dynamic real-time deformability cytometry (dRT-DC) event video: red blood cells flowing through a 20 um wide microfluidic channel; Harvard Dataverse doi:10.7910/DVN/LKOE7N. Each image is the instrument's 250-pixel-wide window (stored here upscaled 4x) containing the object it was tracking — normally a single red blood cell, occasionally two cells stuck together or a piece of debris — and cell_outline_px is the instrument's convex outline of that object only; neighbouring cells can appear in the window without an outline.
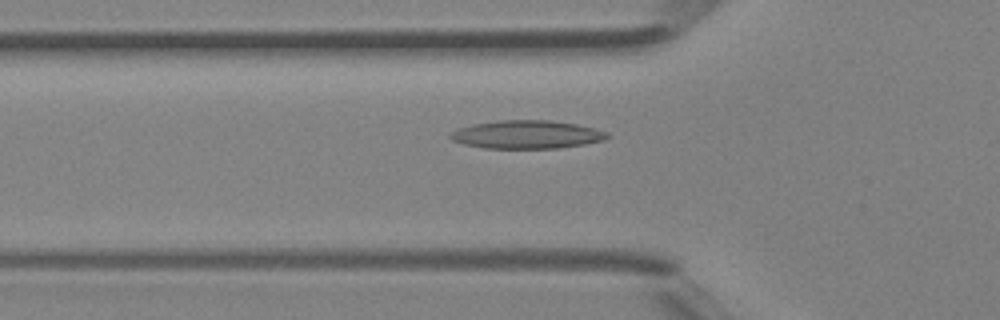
{"species": "Egyptian fruit bat (a non-hibernating species)", "species_latin": "Rousettus aegyptiacus", "temperature_condition": "room temperature", "stored_images_in_passage": 45, "camera_frame_rate_fps": 3000, "um_per_image_px": 0.085, "animal": {"sex": "female"}, "frame": {"image": 1, "passage_image": 16, "time_ms": 5.0, "image_size_px": [1000, 320], "cell_outline_px": [[608, 136], [604, 140], [584, 144], [556, 148], [484, 148], [464, 144], [452, 140], [448, 136], [456, 128], [472, 124], [496, 120], [548, 120], [576, 124], [608, 132]], "centroid_in_image_um": [44.72, 11.43], "position_along_channel_um": 81.1, "area_um2": 25.72}}
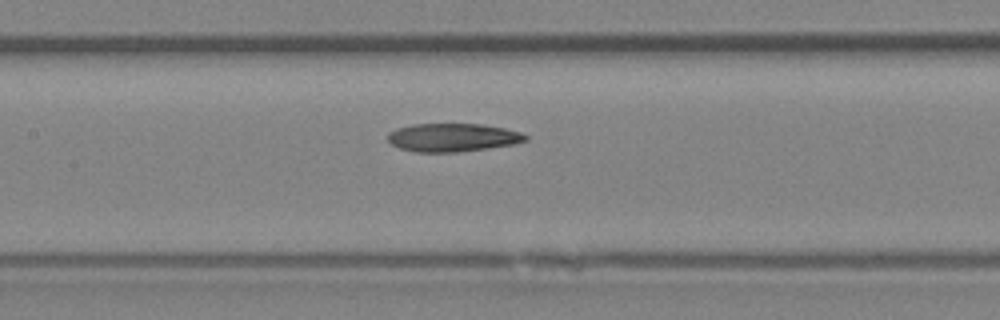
{"frame": {"image": 2, "passage_image": 22, "time_ms": 7.0, "image_size_px": [1000, 320], "cell_outline_px": [[528, 140], [512, 144], [456, 152], [416, 152], [400, 148], [392, 144], [388, 140], [388, 132], [396, 128], [412, 124], [484, 124], [504, 128], [520, 132], [528, 136]], "centroid_in_image_um": [38.45, 11.67], "position_along_channel_um": 169.0, "area_um2": 22.54}}
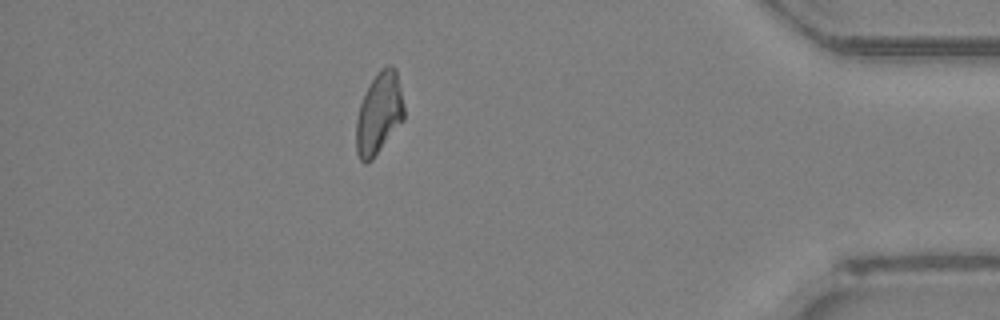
{"frame": {"image": 3, "passage_image": 41, "time_ms": 13.333, "image_size_px": [1000, 320], "cell_outline_px": [[404, 120], [372, 160], [364, 164], [360, 160], [356, 152], [356, 120], [360, 104], [364, 92], [380, 68], [388, 64], [392, 64], [396, 68], [404, 108]], "centroid_in_image_um": [32.21, 9.64], "position_along_channel_um": 403.0, "area_um2": 22.95}}